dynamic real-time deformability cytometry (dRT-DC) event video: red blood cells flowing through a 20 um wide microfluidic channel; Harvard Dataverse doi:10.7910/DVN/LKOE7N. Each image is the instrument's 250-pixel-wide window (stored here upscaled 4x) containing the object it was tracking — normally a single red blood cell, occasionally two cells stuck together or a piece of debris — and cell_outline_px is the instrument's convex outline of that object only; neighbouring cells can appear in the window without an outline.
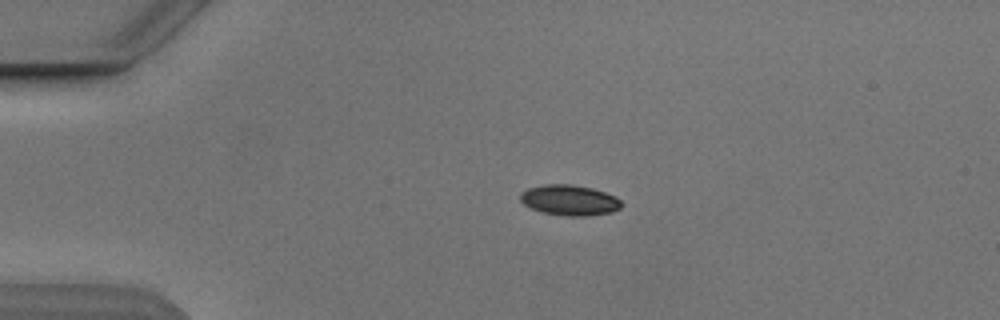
{"species": "Egyptian fruit bat (a non-hibernating species)", "species_latin": "Rousettus aegyptiacus", "temperature_condition": "cold", "stored_images_in_passage": 4, "camera_frame_rate_fps": 3000, "um_per_image_px": 0.085, "animal": {"sex": "male"}, "frame": {"image": 1, "passage_image": 3, "time_ms": 2.667, "image_size_px": [1000, 320], "cell_outline_px": [[620, 208], [612, 212], [588, 216], [564, 216], [544, 212], [532, 208], [524, 204], [520, 200], [520, 192], [528, 188], [544, 184], [572, 184], [592, 188], [604, 192], [620, 200]], "centroid_in_image_um": [48.38, 17.01], "position_along_channel_um": 36.6, "area_um2": 17.86}}